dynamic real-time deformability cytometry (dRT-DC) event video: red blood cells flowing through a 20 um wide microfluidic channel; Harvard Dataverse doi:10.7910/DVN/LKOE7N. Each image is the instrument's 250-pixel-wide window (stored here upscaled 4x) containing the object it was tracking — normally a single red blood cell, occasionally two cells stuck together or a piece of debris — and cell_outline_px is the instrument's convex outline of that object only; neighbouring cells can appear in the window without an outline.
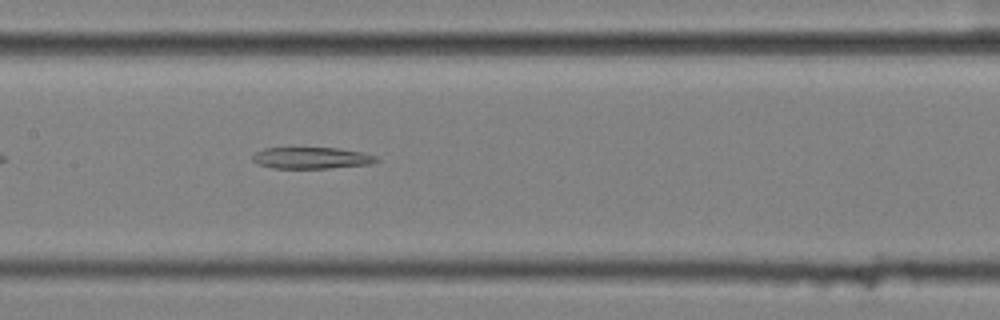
{"species": "common noctule bat (a hibernating species)", "species_latin": "Nyctalus noctula", "temperature_condition": "cold", "stored_images_in_passage": 8, "camera_frame_rate_fps": 3000, "um_per_image_px": 0.085, "animal": {"sex": "female", "body_mass_g": 25.1}, "frame": {"image": 1, "passage_image": 8, "time_ms": 2.333, "image_size_px": [1000, 320], "cell_outline_px": [[380, 160], [372, 164], [328, 168], [272, 168], [256, 164], [252, 160], [252, 156], [256, 152], [264, 148], [340, 148], [364, 152], [376, 156]], "centroid_in_image_um": [26.5, 13.43], "position_along_channel_um": 180.9, "area_um2": 15.66}}